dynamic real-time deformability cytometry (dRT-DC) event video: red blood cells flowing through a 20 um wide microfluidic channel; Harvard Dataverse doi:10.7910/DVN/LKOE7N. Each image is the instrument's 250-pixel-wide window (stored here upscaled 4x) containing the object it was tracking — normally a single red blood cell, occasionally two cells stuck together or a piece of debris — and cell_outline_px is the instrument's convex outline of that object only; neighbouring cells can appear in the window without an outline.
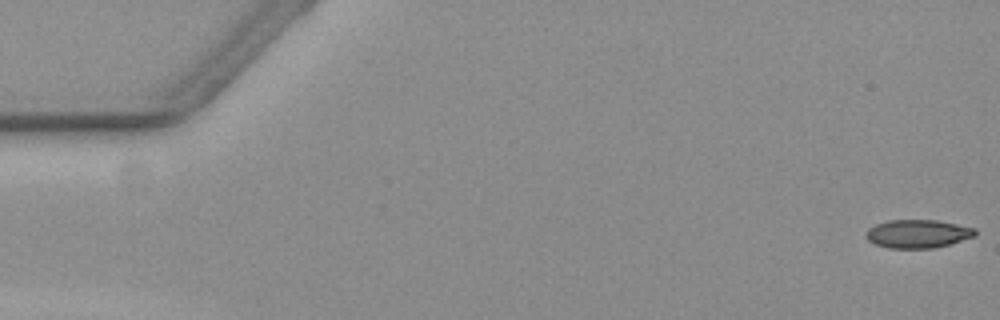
{"species": "common noctule bat (a hibernating species)", "species_latin": "Nyctalus noctula", "temperature_condition": "warm", "stored_images_in_passage": 58, "camera_frame_rate_fps": 3000, "um_per_image_px": 0.085, "animal": {"sex": "female", "body_mass_g": 19.3, "forearm_length_mm": 54.1}, "frame": {"image": 1, "passage_image": 1, "time_ms": 0.0, "image_size_px": [1000, 320], "cell_outline_px": [[976, 236], [948, 244], [932, 248], [888, 248], [876, 244], [868, 240], [864, 236], [868, 228], [876, 224], [888, 220], [936, 220], [976, 228]], "centroid_in_image_um": [77.99, 19.86], "position_along_channel_um": 7.0, "area_um2": 17.98}}
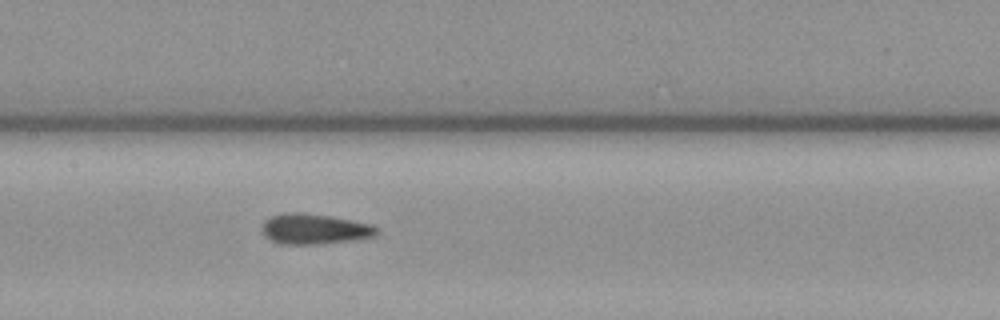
{"frame": {"image": 2, "passage_image": 28, "time_ms": 9.0, "image_size_px": [1000, 320], "cell_outline_px": [[380, 228], [372, 236], [352, 240], [320, 244], [280, 244], [264, 236], [260, 232], [260, 228], [264, 220], [272, 216], [284, 212], [300, 212], [328, 216], [372, 224]], "centroid_in_image_um": [26.65, 19.46], "position_along_channel_um": 180.7, "area_um2": 20.35}}
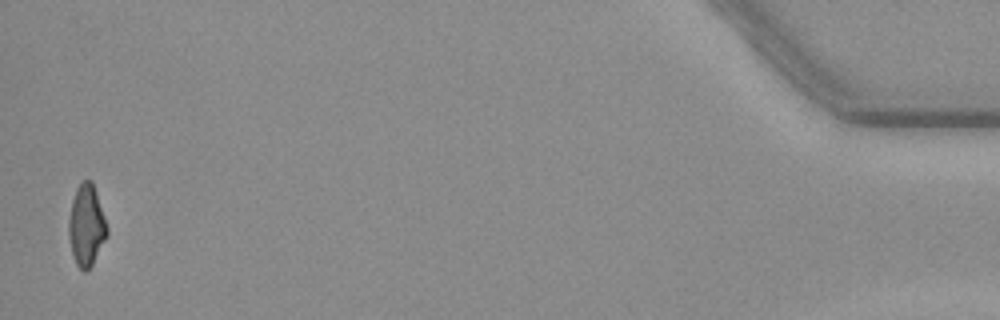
{"frame": {"image": 3, "passage_image": 57, "time_ms": 18.667, "image_size_px": [1000, 320], "cell_outline_px": [[108, 232], [92, 264], [84, 272], [76, 264], [72, 252], [68, 236], [68, 220], [72, 200], [76, 188], [84, 180], [92, 180], [108, 228]], "centroid_in_image_um": [7.32, 19.14], "position_along_channel_um": 427.9, "area_um2": 17.86}, "authors_computed_cell_mechanics": {"area_um2": 19.074, "velocity_mm_per_s": 3.5764, "shape_relaxation_time_tau1_ms": null, "shape_relaxation_time_tau2_ms": 1.9956, "deformation_change_tau1": null, "deformation_change_tau2": 0.1002}}